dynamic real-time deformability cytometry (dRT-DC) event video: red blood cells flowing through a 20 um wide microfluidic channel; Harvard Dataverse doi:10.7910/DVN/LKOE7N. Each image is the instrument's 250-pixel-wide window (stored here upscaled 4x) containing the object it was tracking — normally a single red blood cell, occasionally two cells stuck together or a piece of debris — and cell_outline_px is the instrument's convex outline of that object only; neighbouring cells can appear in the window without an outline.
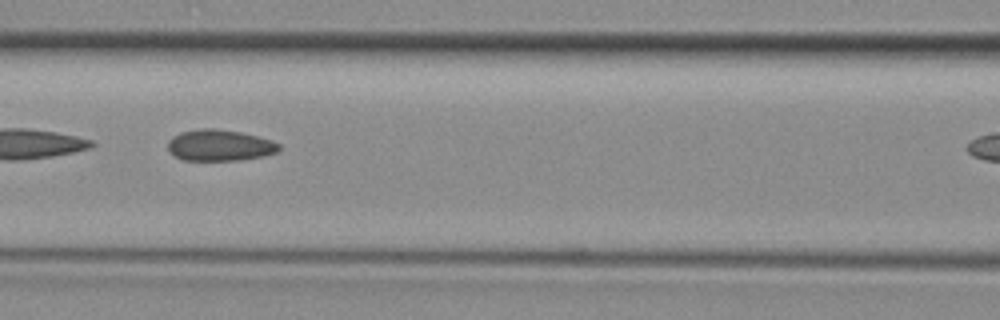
{"species": "common noctule bat (a hibernating species)", "species_latin": "Nyctalus noctula", "temperature_condition": "room temperature", "stored_images_in_passage": 33, "camera_frame_rate_fps": 3000, "um_per_image_px": 0.085, "animal": {"sex": "female", "body_mass_g": 29.2, "forearm_length_mm": 56.3}, "frame": {"image": 1, "passage_image": 15, "time_ms": 4.667, "image_size_px": [1000, 320], "cell_outline_px": [[280, 148], [276, 152], [264, 156], [240, 160], [184, 160], [176, 156], [168, 148], [168, 140], [172, 136], [180, 132], [200, 128], [212, 128], [240, 132], [272, 140], [280, 144]], "centroid_in_image_um": [18.67, 12.34], "position_along_channel_um": 147.9, "area_um2": 20.17}}